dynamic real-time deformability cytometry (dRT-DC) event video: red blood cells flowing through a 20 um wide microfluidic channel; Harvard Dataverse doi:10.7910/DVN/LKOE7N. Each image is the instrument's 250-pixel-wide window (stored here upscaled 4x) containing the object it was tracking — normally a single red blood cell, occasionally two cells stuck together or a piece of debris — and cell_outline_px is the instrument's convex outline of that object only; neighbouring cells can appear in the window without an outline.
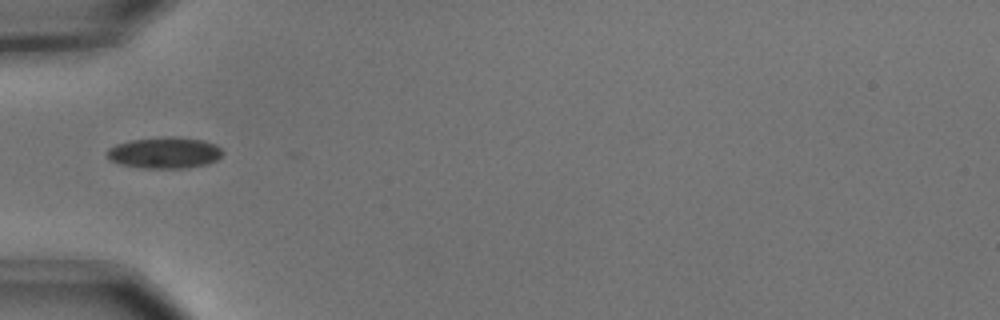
{"species": "common noctule bat (a hibernating species)", "species_latin": "Nyctalus noctula", "temperature_condition": "cold", "stored_images_in_passage": 26, "camera_frame_rate_fps": 3000, "um_per_image_px": 0.085, "animal": {"sex": "male", "body_mass_g": 15.6}, "frame": {"image": 1, "passage_image": 1, "time_ms": 0.0, "image_size_px": [1000, 320], "cell_outline_px": [[224, 152], [216, 160], [208, 164], [188, 168], [140, 168], [120, 164], [112, 160], [108, 156], [108, 148], [116, 144], [132, 140], [172, 136], [204, 140], [216, 144]], "centroid_in_image_um": [14.03, 12.99], "position_along_channel_um": 71.0, "area_um2": 21.04}}
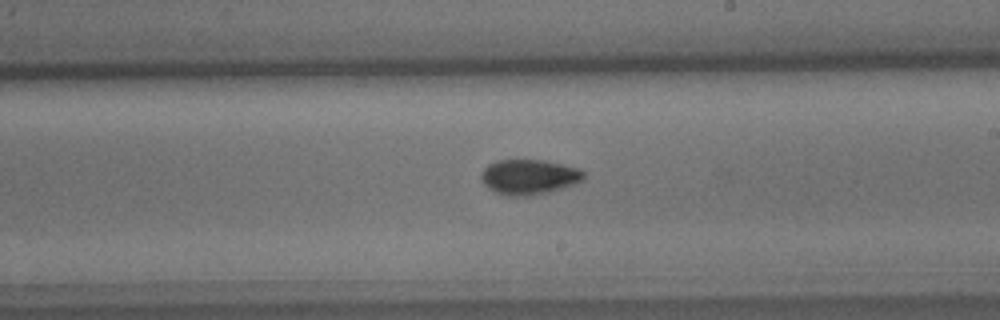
{"frame": {"image": 2, "passage_image": 15, "time_ms": 4.667, "image_size_px": [1000, 320], "cell_outline_px": [[584, 180], [548, 192], [528, 196], [508, 196], [496, 192], [488, 188], [484, 184], [480, 176], [480, 172], [488, 164], [496, 160], [544, 160], [580, 168], [584, 172]], "centroid_in_image_um": [44.94, 15.03], "position_along_channel_um": 244.1, "area_um2": 20.98}}
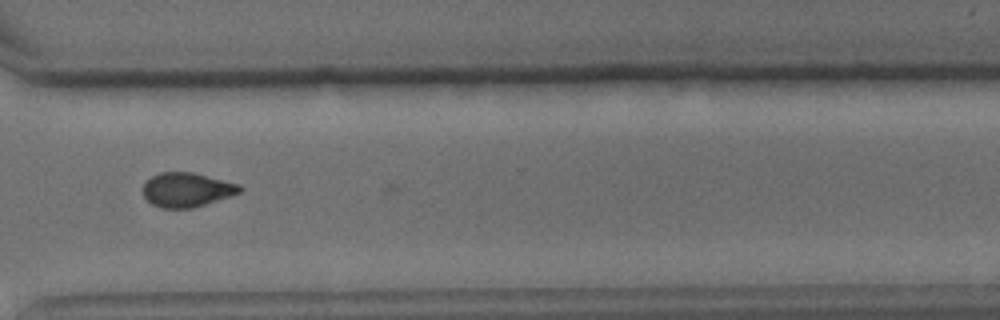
{"frame": {"image": 3, "passage_image": 24, "time_ms": 7.667, "image_size_px": [1000, 320], "cell_outline_px": [[244, 188], [240, 192], [192, 208], [164, 208], [152, 204], [144, 196], [144, 184], [152, 176], [160, 172], [192, 172], [240, 184]], "centroid_in_image_um": [15.88, 16.12], "position_along_channel_um": 354.7, "area_um2": 19.02}}